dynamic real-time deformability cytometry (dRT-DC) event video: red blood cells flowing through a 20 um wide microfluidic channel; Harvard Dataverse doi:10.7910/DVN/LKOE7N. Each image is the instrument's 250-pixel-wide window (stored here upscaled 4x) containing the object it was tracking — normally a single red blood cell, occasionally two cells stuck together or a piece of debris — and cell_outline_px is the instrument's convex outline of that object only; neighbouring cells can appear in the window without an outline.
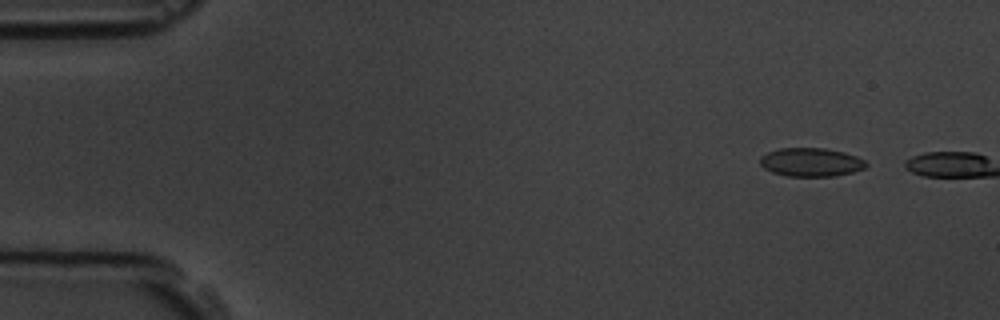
{"species": "common noctule bat (a hibernating species)", "species_latin": "Nyctalus noctula", "temperature_condition": "room temperature", "stored_images_in_passage": 3, "camera_frame_rate_fps": 3000, "um_per_image_px": 0.085, "animal": {"sex": "male", "body_mass_g": 19.5, "forearm_length_mm": 54.6}, "frame": {"image": 1, "passage_image": 2, "time_ms": 1.0, "image_size_px": [1000, 320], "cell_outline_px": [[868, 164], [864, 168], [852, 172], [836, 176], [788, 176], [772, 172], [764, 168], [760, 164], [760, 156], [768, 152], [780, 148], [824, 148], [844, 152], [856, 156], [864, 160]], "centroid_in_image_um": [68.92, 13.78], "position_along_channel_um": 16.1, "area_um2": 17.63}}